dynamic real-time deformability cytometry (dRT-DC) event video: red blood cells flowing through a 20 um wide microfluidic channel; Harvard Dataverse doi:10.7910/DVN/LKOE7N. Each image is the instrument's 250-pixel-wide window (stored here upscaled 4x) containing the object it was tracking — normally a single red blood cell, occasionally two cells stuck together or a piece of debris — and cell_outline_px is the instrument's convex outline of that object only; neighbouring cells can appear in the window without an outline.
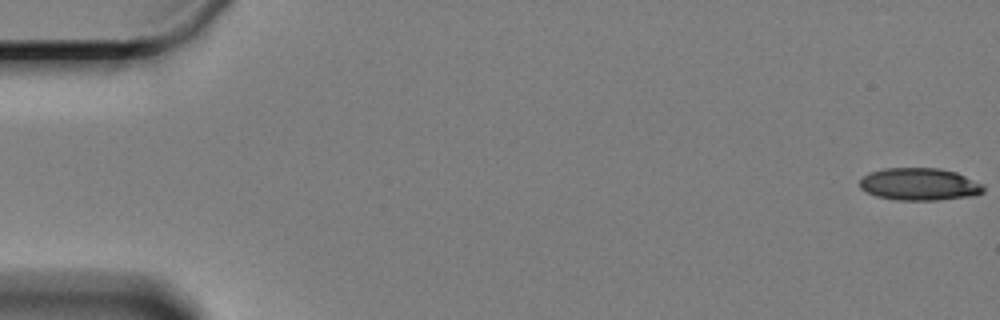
{"species": "Egyptian fruit bat (a non-hibernating species)", "species_latin": "Rousettus aegyptiacus", "temperature_condition": "cold", "stored_images_in_passage": 14, "camera_frame_rate_fps": 3000, "um_per_image_px": 0.085, "animal": {"sex": "female"}, "frame": {"image": 1, "passage_image": 1, "time_ms": 0.0, "image_size_px": [1000, 320], "cell_outline_px": [[984, 192], [976, 196], [940, 200], [896, 200], [876, 196], [860, 188], [860, 180], [868, 172], [884, 168], [940, 168], [956, 172], [980, 184], [984, 188]], "centroid_in_image_um": [78.14, 15.66], "position_along_channel_um": 6.9, "area_um2": 23.41}}